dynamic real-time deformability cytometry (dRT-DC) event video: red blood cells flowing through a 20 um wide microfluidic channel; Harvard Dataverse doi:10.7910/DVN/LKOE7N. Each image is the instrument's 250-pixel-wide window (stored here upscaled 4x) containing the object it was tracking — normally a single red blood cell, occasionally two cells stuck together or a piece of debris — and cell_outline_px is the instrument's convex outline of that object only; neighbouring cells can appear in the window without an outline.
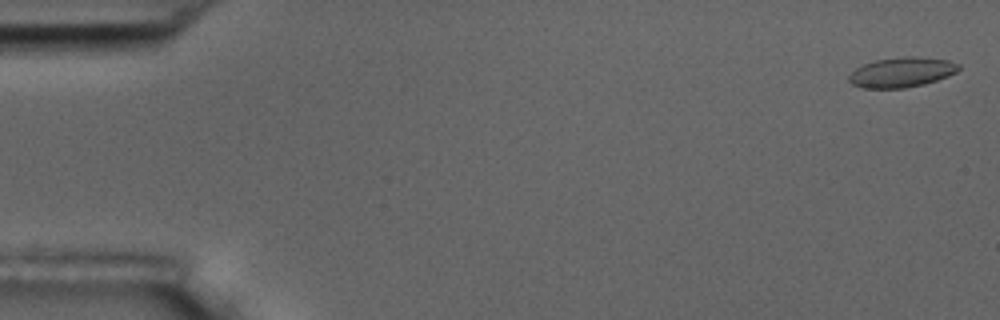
{"species": "common noctule bat (a hibernating species)", "species_latin": "Nyctalus noctula", "temperature_condition": "room temperature", "stored_images_in_passage": 11, "camera_frame_rate_fps": 3000, "um_per_image_px": 0.085, "animal": {"sex": "male", "body_mass_g": 17.5, "forearm_length_mm": 52.3}, "frame": {"image": 1, "passage_image": 1, "time_ms": 0.0, "image_size_px": [1000, 320], "cell_outline_px": [[960, 68], [956, 72], [948, 76], [924, 84], [904, 88], [864, 88], [852, 84], [848, 80], [848, 76], [856, 68], [864, 64], [876, 60], [904, 56], [912, 56], [948, 60], [960, 64]], "centroid_in_image_um": [76.64, 6.14], "position_along_channel_um": 8.4, "area_um2": 19.07}}
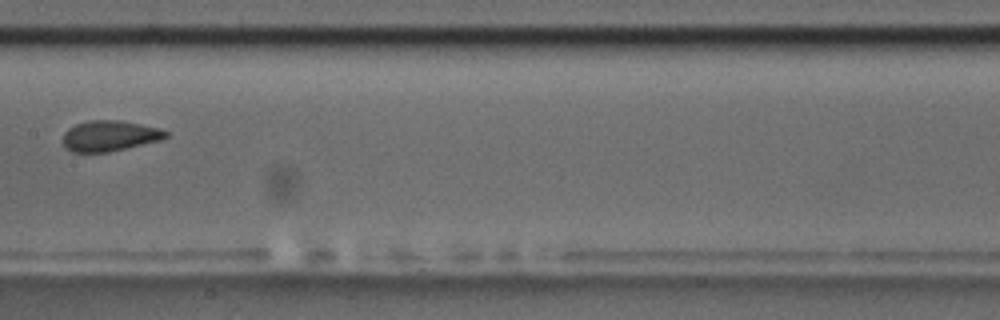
{"frame": {"image": 2, "passage_image": 8, "time_ms": 9.0, "image_size_px": [1000, 320], "cell_outline_px": [[168, 136], [160, 140], [108, 152], [72, 152], [64, 148], [64, 132], [68, 128], [76, 124], [88, 120], [120, 120], [160, 128], [168, 132]], "centroid_in_image_um": [9.3, 11.54], "position_along_channel_um": 198.1, "area_um2": 18.32}}
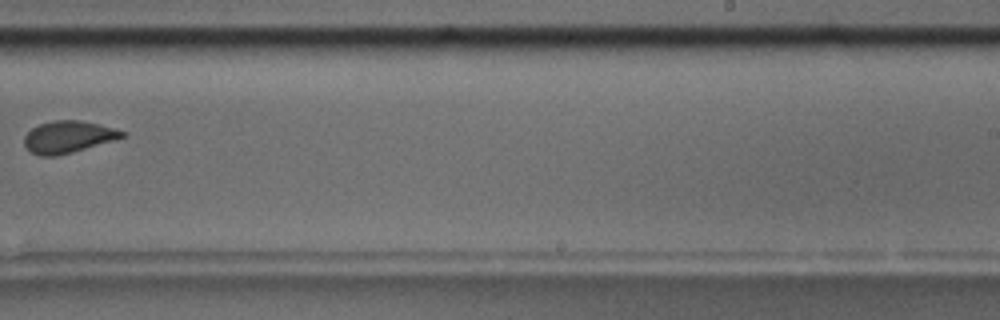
{"frame": {"image": 3, "passage_image": 10, "time_ms": 11.333, "image_size_px": [1000, 320], "cell_outline_px": [[128, 132], [124, 136], [112, 140], [72, 152], [56, 156], [40, 156], [28, 152], [24, 144], [24, 136], [32, 128], [40, 124], [52, 120], [80, 120]], "centroid_in_image_um": [5.73, 11.64], "position_along_channel_um": 283.3, "area_um2": 18.03}}